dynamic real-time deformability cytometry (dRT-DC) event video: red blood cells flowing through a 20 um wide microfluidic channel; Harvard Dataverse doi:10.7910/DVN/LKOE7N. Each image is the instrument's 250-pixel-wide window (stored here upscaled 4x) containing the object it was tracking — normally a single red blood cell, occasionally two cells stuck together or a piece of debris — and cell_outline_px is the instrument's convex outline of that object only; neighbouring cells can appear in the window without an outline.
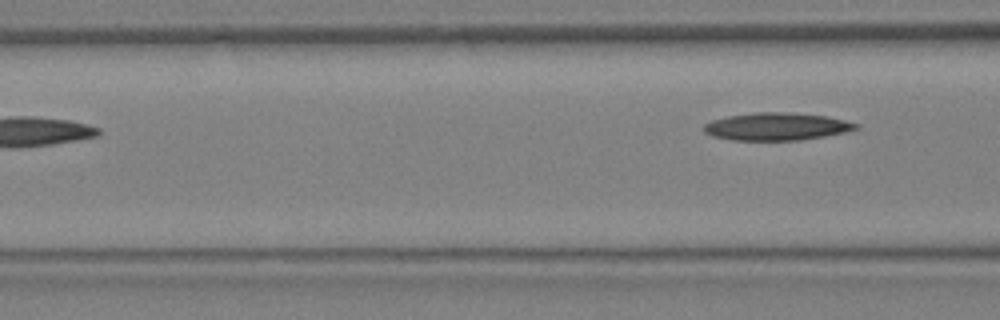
{"species": "Egyptian fruit bat (a non-hibernating species)", "species_latin": "Rousettus aegyptiacus", "temperature_condition": "warm", "stored_images_in_passage": 6, "segment_of_instrument_passage": [2, 2], "camera_frame_rate_fps": 3000, "um_per_image_px": 0.085, "animal": {"sex": "female"}, "frame": {"image": 1, "passage_image": 6, "time_ms": 1.667, "image_size_px": [1000, 320], "cell_outline_px": [[860, 128], [844, 132], [824, 136], [800, 140], [732, 140], [712, 136], [704, 132], [704, 124], [712, 120], [728, 116], [756, 112], [784, 112], [824, 116], [844, 120], [860, 124]], "centroid_in_image_um": [66.0, 10.76], "position_along_channel_um": 100.6, "area_um2": 24.28}}